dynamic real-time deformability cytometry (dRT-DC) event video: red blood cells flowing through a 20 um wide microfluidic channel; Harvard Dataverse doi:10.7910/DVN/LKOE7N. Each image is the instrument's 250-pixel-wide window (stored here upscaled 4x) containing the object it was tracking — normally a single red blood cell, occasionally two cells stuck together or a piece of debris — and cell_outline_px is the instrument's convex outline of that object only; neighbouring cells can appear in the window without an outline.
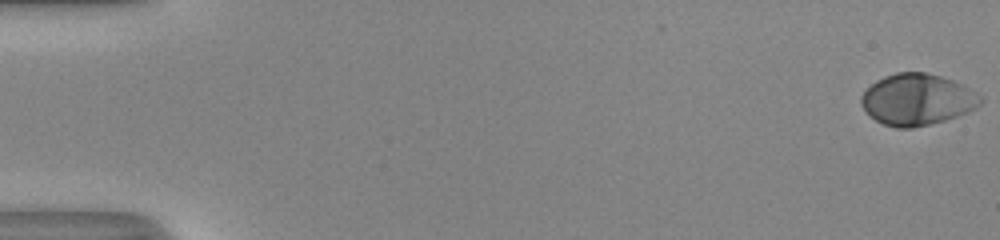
{"species": "human", "species_latin": "Homo sapiens", "temperature_condition": "room temperature", "stored_images_in_passage": 50, "camera_frame_rate_fps": 3000, "um_per_image_px": 0.085, "donor": {"sex": "male"}, "frame": {"image": 1, "passage_image": 1, "time_ms": 0.0, "image_size_px": [1000, 240], "cell_outline_px": [[984, 100], [976, 108], [968, 112], [944, 120], [912, 128], [896, 128], [884, 124], [876, 120], [860, 104], [860, 96], [876, 80], [884, 76], [896, 72], [924, 72], [940, 76], [964, 84], [980, 96]], "centroid_in_image_um": [77.97, 8.45], "position_along_channel_um": 7.0, "area_um2": 35.55}}
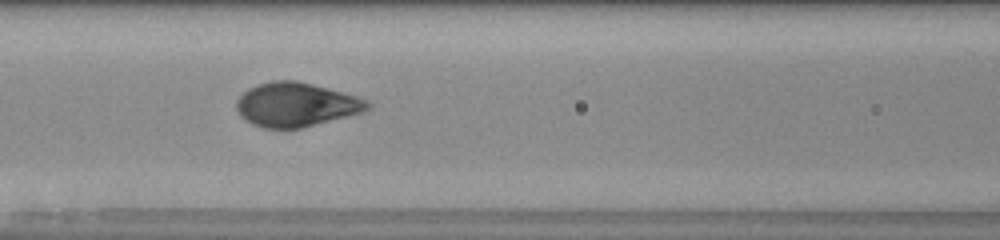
{"frame": {"image": 2, "passage_image": 25, "time_ms": 8.0, "image_size_px": [1000, 240], "cell_outline_px": [[372, 108], [364, 112], [300, 128], [264, 128], [252, 124], [244, 120], [240, 116], [236, 108], [236, 100], [248, 88], [256, 84], [272, 80], [296, 80], [360, 96], [368, 100], [372, 104]], "centroid_in_image_um": [25.19, 8.88], "position_along_channel_um": 141.4, "area_um2": 33.99}}
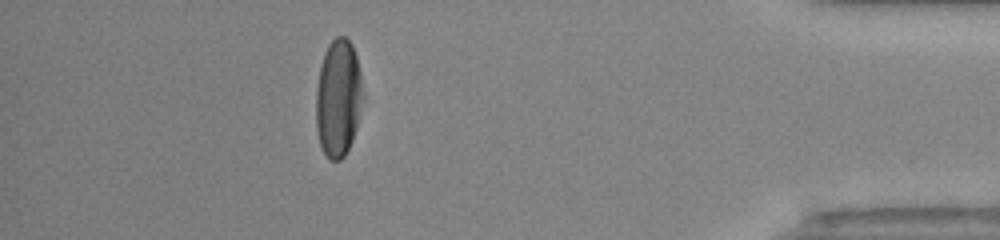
{"frame": {"image": 3, "passage_image": 48, "time_ms": 15.667, "image_size_px": [1000, 240], "cell_outline_px": [[364, 96], [356, 128], [352, 140], [344, 156], [340, 160], [328, 160], [320, 144], [316, 128], [316, 88], [320, 68], [324, 52], [328, 44], [336, 36], [344, 36], [352, 44], [356, 56], [360, 72]], "centroid_in_image_um": [28.75, 8.33], "position_along_channel_um": 406.5, "area_um2": 32.25}}